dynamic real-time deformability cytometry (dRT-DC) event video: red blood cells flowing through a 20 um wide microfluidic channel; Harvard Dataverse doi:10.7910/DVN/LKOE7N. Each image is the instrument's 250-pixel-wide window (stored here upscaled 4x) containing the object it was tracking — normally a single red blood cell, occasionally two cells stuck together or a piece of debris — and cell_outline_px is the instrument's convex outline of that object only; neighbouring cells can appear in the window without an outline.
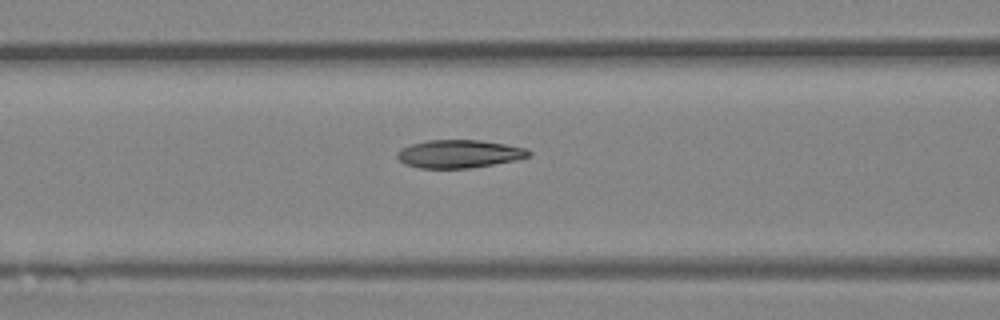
{"species": "Egyptian fruit bat (a non-hibernating species)", "species_latin": "Rousettus aegyptiacus", "temperature_condition": "room temperature", "stored_images_in_passage": 39, "camera_frame_rate_fps": 3000, "um_per_image_px": 0.085, "animal": {"sex": "female"}, "frame": {"image": 1, "passage_image": 20, "time_ms": 6.333, "image_size_px": [1000, 320], "cell_outline_px": [[532, 152], [528, 156], [516, 160], [468, 168], [420, 168], [404, 164], [396, 156], [396, 152], [400, 148], [412, 144], [428, 140], [480, 140], [528, 148]], "centroid_in_image_um": [39.0, 13.07], "position_along_channel_um": 127.6, "area_um2": 21.44}}
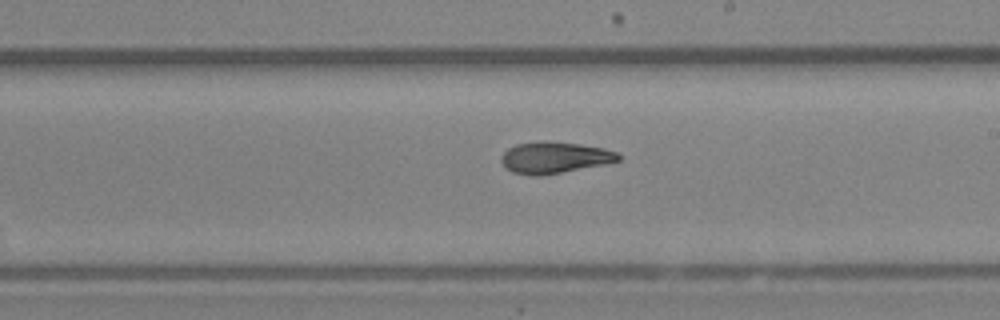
{"frame": {"image": 2, "passage_image": 28, "time_ms": 9.0, "image_size_px": [1000, 320], "cell_outline_px": [[620, 160], [604, 164], [540, 176], [532, 176], [512, 172], [500, 160], [500, 156], [508, 148], [516, 144], [580, 144], [604, 148], [616, 152], [620, 156]], "centroid_in_image_um": [47.14, 13.44], "position_along_channel_um": 241.9, "area_um2": 20.46}}
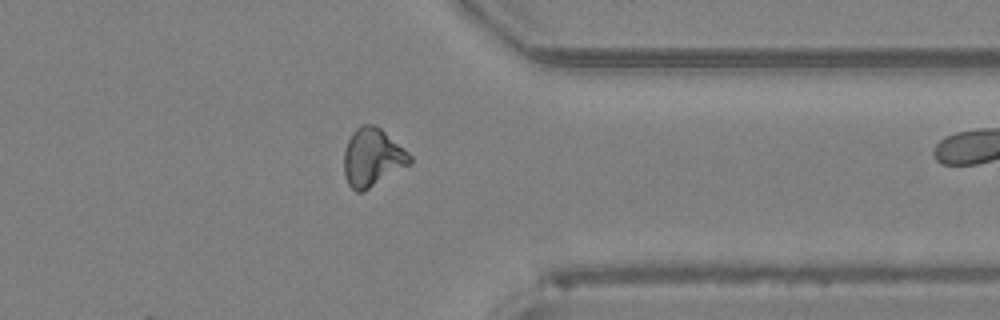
{"frame": {"image": 3, "passage_image": 38, "time_ms": 12.333, "image_size_px": [1000, 320], "cell_outline_px": [[412, 164], [364, 192], [356, 192], [348, 184], [344, 176], [344, 152], [348, 140], [352, 132], [356, 128], [364, 124], [372, 124], [380, 128], [408, 152], [412, 156]], "centroid_in_image_um": [31.66, 13.42], "position_along_channel_um": 379.7, "area_um2": 22.48}}